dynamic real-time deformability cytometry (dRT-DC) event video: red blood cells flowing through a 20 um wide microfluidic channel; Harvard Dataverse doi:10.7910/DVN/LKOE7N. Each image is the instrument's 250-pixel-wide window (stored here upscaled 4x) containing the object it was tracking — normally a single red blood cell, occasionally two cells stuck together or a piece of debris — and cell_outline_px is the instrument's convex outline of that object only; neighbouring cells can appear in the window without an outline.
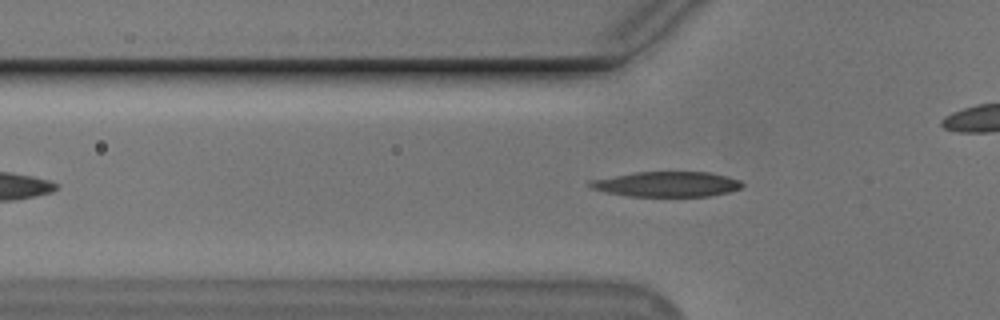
{"species": "Egyptian fruit bat (a non-hibernating species)", "species_latin": "Rousettus aegyptiacus", "temperature_condition": "cold", "stored_images_in_passage": 46, "camera_frame_rate_fps": 3000, "um_per_image_px": 0.085, "animal": {"sex": "male"}, "frame": {"image": 1, "passage_image": 13, "time_ms": 4.0, "image_size_px": [1000, 320], "cell_outline_px": [[744, 188], [728, 192], [708, 196], [628, 196], [604, 192], [592, 188], [588, 184], [588, 180], [636, 172], [712, 172], [728, 176], [740, 180], [744, 184]], "centroid_in_image_um": [56.71, 15.65], "position_along_channel_um": 69.1, "area_um2": 22.48}}
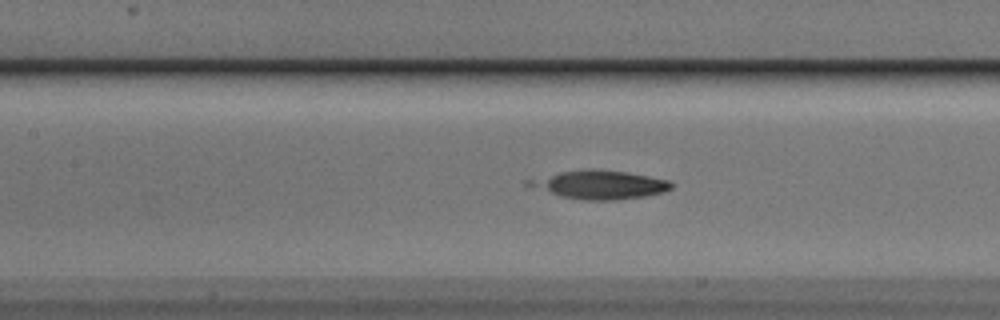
{"frame": {"image": 2, "passage_image": 20, "time_ms": 6.333, "image_size_px": [1000, 320], "cell_outline_px": [[672, 188], [664, 192], [644, 196], [616, 200], [580, 200], [560, 196], [524, 184], [524, 180], [560, 172], [584, 168], [592, 168], [624, 172], [648, 176], [668, 180], [672, 184]], "centroid_in_image_um": [50.93, 15.69], "position_along_channel_um": 156.5, "area_um2": 23.7}}
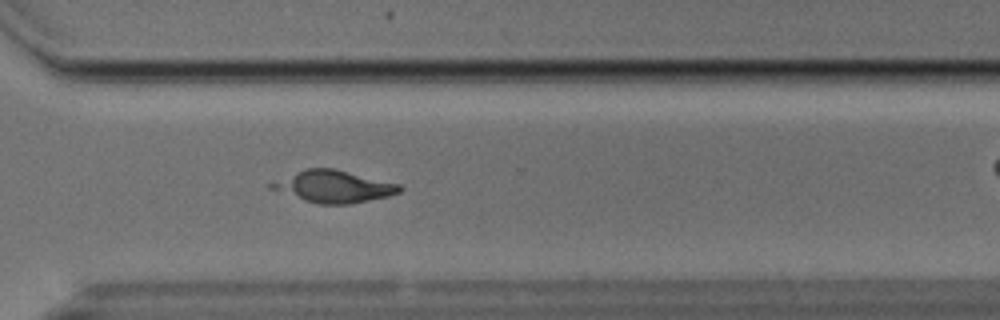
{"frame": {"image": 3, "passage_image": 35, "time_ms": 11.333, "image_size_px": [1000, 320], "cell_outline_px": [[404, 188], [400, 192], [388, 196], [348, 204], [320, 204], [304, 200], [268, 188], [268, 184], [304, 168], [332, 168], [400, 184]], "centroid_in_image_um": [28.36, 15.85], "position_along_channel_um": 342.2, "area_um2": 23.58}, "authors_computed_cell_mechanics": {"area_um2": 22.0507, "velocity_mm_per_s": 3.7189, "shape_relaxation_time_tau1_ms": 8.9491, "shape_relaxation_time_tau2_ms": null, "deformation_change_tau1": 0.3079, "deformation_change_tau2": null}}